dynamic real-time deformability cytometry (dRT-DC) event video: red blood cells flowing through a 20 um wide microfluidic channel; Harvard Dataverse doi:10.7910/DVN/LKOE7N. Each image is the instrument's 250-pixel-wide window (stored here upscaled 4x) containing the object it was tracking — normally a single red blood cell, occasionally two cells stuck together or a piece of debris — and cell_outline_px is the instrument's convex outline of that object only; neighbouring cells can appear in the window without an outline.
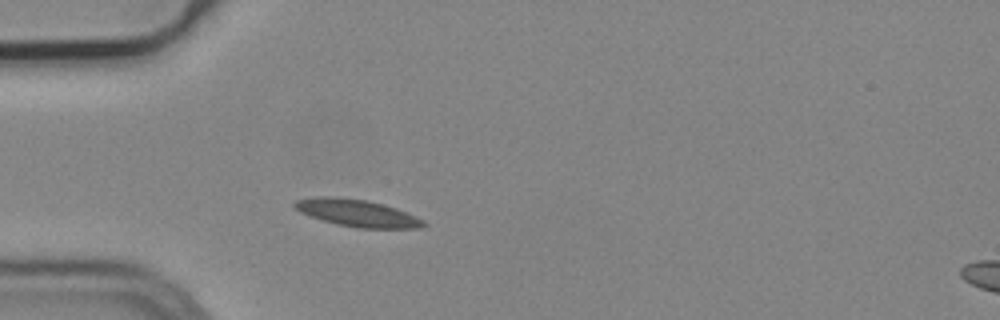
{"species": "common noctule bat (a hibernating species)", "species_latin": "Nyctalus noctula", "temperature_condition": "cold", "stored_images_in_passage": 40, "camera_frame_rate_fps": 3000, "um_per_image_px": 0.085, "animal": {"sex": "male", "body_mass_g": 19.2, "forearm_length_mm": 51.8}, "frame": {"image": 1, "passage_image": 1, "time_ms": 0.0, "image_size_px": [1000, 320], "cell_outline_px": [[428, 224], [420, 228], [356, 228], [336, 224], [308, 216], [292, 208], [292, 204], [296, 200], [320, 196], [332, 196], [368, 200], [396, 208], [424, 220]], "centroid_in_image_um": [30.31, 18.11], "position_along_channel_um": 54.7, "area_um2": 20.52}}
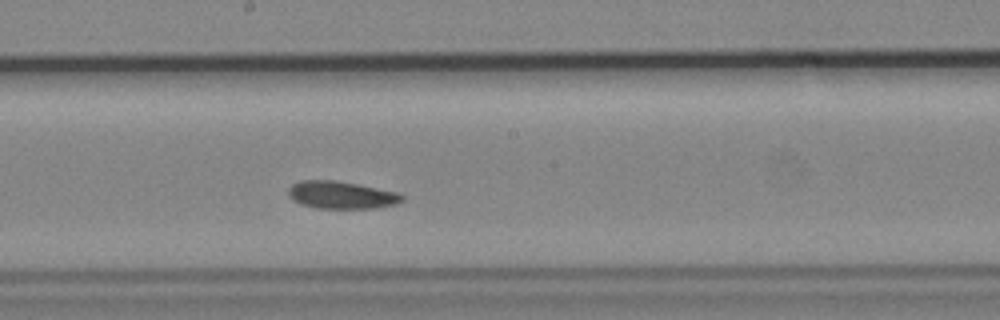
{"frame": {"image": 2, "passage_image": 15, "time_ms": 4.667, "image_size_px": [1000, 320], "cell_outline_px": [[404, 200], [396, 204], [376, 208], [316, 208], [300, 204], [292, 200], [288, 196], [288, 188], [292, 184], [300, 180], [336, 180], [396, 192], [404, 196]], "centroid_in_image_um": [28.97, 16.58], "position_along_channel_um": 219.2, "area_um2": 18.26}}
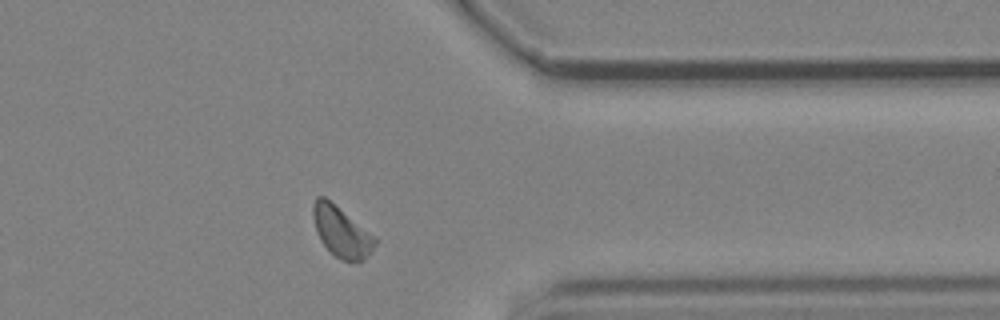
{"frame": {"image": 3, "passage_image": 29, "time_ms": 9.333, "image_size_px": [1000, 320], "cell_outline_px": [[376, 244], [372, 252], [360, 260], [348, 264], [340, 260], [320, 240], [316, 232], [312, 216], [312, 204], [316, 196], [324, 196], [376, 236]], "centroid_in_image_um": [29.01, 19.7], "position_along_channel_um": 382.4, "area_um2": 18.38}, "authors_computed_cell_mechanics": {"area_um2": 18.2648, "velocity_mm_per_s": 3.7149, "shape_relaxation_time_tau1_ms": 9.2284, "shape_relaxation_time_tau2_ms": 4.0939, "deformation_change_tau1": 0.1412, "deformation_change_tau2": 0.081}}